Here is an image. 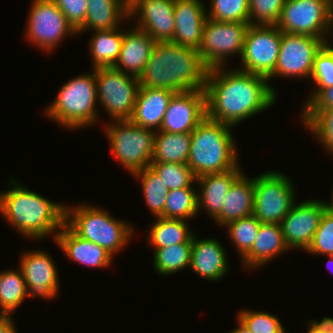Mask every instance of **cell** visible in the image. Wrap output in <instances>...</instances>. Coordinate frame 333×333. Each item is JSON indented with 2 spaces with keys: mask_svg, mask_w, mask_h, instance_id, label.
<instances>
[{
  "mask_svg": "<svg viewBox=\"0 0 333 333\" xmlns=\"http://www.w3.org/2000/svg\"><path fill=\"white\" fill-rule=\"evenodd\" d=\"M227 69V70H225ZM261 75L237 69H209L205 81L207 117L231 127L276 103L277 91Z\"/></svg>",
  "mask_w": 333,
  "mask_h": 333,
  "instance_id": "cell-1",
  "label": "cell"
},
{
  "mask_svg": "<svg viewBox=\"0 0 333 333\" xmlns=\"http://www.w3.org/2000/svg\"><path fill=\"white\" fill-rule=\"evenodd\" d=\"M207 71L198 50L170 41L156 42L138 79L140 86L177 93L204 89Z\"/></svg>",
  "mask_w": 333,
  "mask_h": 333,
  "instance_id": "cell-2",
  "label": "cell"
},
{
  "mask_svg": "<svg viewBox=\"0 0 333 333\" xmlns=\"http://www.w3.org/2000/svg\"><path fill=\"white\" fill-rule=\"evenodd\" d=\"M13 178L11 189L0 192V213L17 232L29 239L57 233L65 224V205L20 185Z\"/></svg>",
  "mask_w": 333,
  "mask_h": 333,
  "instance_id": "cell-3",
  "label": "cell"
},
{
  "mask_svg": "<svg viewBox=\"0 0 333 333\" xmlns=\"http://www.w3.org/2000/svg\"><path fill=\"white\" fill-rule=\"evenodd\" d=\"M232 128L206 116L191 132L187 165L196 178L226 172L239 164Z\"/></svg>",
  "mask_w": 333,
  "mask_h": 333,
  "instance_id": "cell-4",
  "label": "cell"
},
{
  "mask_svg": "<svg viewBox=\"0 0 333 333\" xmlns=\"http://www.w3.org/2000/svg\"><path fill=\"white\" fill-rule=\"evenodd\" d=\"M65 224L82 239L103 247L112 257L128 245L135 229L101 207L86 204L65 206Z\"/></svg>",
  "mask_w": 333,
  "mask_h": 333,
  "instance_id": "cell-5",
  "label": "cell"
},
{
  "mask_svg": "<svg viewBox=\"0 0 333 333\" xmlns=\"http://www.w3.org/2000/svg\"><path fill=\"white\" fill-rule=\"evenodd\" d=\"M53 101L45 113L63 128L77 130L95 125L99 118L95 69L64 83Z\"/></svg>",
  "mask_w": 333,
  "mask_h": 333,
  "instance_id": "cell-6",
  "label": "cell"
},
{
  "mask_svg": "<svg viewBox=\"0 0 333 333\" xmlns=\"http://www.w3.org/2000/svg\"><path fill=\"white\" fill-rule=\"evenodd\" d=\"M104 131L112 154L123 168L134 174L150 166L155 131L137 126L130 120L111 121L105 125Z\"/></svg>",
  "mask_w": 333,
  "mask_h": 333,
  "instance_id": "cell-7",
  "label": "cell"
},
{
  "mask_svg": "<svg viewBox=\"0 0 333 333\" xmlns=\"http://www.w3.org/2000/svg\"><path fill=\"white\" fill-rule=\"evenodd\" d=\"M276 26L282 32L309 35L328 43L327 35L333 34V0H286Z\"/></svg>",
  "mask_w": 333,
  "mask_h": 333,
  "instance_id": "cell-8",
  "label": "cell"
},
{
  "mask_svg": "<svg viewBox=\"0 0 333 333\" xmlns=\"http://www.w3.org/2000/svg\"><path fill=\"white\" fill-rule=\"evenodd\" d=\"M97 102L111 121L130 120L134 112L139 79L114 67L95 68Z\"/></svg>",
  "mask_w": 333,
  "mask_h": 333,
  "instance_id": "cell-9",
  "label": "cell"
},
{
  "mask_svg": "<svg viewBox=\"0 0 333 333\" xmlns=\"http://www.w3.org/2000/svg\"><path fill=\"white\" fill-rule=\"evenodd\" d=\"M281 171H268L254 178L253 215L261 223L280 224L296 201L291 179Z\"/></svg>",
  "mask_w": 333,
  "mask_h": 333,
  "instance_id": "cell-10",
  "label": "cell"
},
{
  "mask_svg": "<svg viewBox=\"0 0 333 333\" xmlns=\"http://www.w3.org/2000/svg\"><path fill=\"white\" fill-rule=\"evenodd\" d=\"M249 23L216 21L206 19L199 56L209 70L225 67L230 55L238 54L241 58L244 39Z\"/></svg>",
  "mask_w": 333,
  "mask_h": 333,
  "instance_id": "cell-11",
  "label": "cell"
},
{
  "mask_svg": "<svg viewBox=\"0 0 333 333\" xmlns=\"http://www.w3.org/2000/svg\"><path fill=\"white\" fill-rule=\"evenodd\" d=\"M32 1L25 30L31 44L50 52L68 35H77L53 0Z\"/></svg>",
  "mask_w": 333,
  "mask_h": 333,
  "instance_id": "cell-12",
  "label": "cell"
},
{
  "mask_svg": "<svg viewBox=\"0 0 333 333\" xmlns=\"http://www.w3.org/2000/svg\"><path fill=\"white\" fill-rule=\"evenodd\" d=\"M281 34L276 25H249L238 69L268 78L276 68Z\"/></svg>",
  "mask_w": 333,
  "mask_h": 333,
  "instance_id": "cell-13",
  "label": "cell"
},
{
  "mask_svg": "<svg viewBox=\"0 0 333 333\" xmlns=\"http://www.w3.org/2000/svg\"><path fill=\"white\" fill-rule=\"evenodd\" d=\"M324 44L317 37L282 32L276 68L267 79L311 78L315 55Z\"/></svg>",
  "mask_w": 333,
  "mask_h": 333,
  "instance_id": "cell-14",
  "label": "cell"
},
{
  "mask_svg": "<svg viewBox=\"0 0 333 333\" xmlns=\"http://www.w3.org/2000/svg\"><path fill=\"white\" fill-rule=\"evenodd\" d=\"M325 210V201L309 199L298 204L294 203L280 223L289 250L302 248L306 252Z\"/></svg>",
  "mask_w": 333,
  "mask_h": 333,
  "instance_id": "cell-15",
  "label": "cell"
},
{
  "mask_svg": "<svg viewBox=\"0 0 333 333\" xmlns=\"http://www.w3.org/2000/svg\"><path fill=\"white\" fill-rule=\"evenodd\" d=\"M175 0H135L129 6L134 25L152 36L156 42L173 39L175 32Z\"/></svg>",
  "mask_w": 333,
  "mask_h": 333,
  "instance_id": "cell-16",
  "label": "cell"
},
{
  "mask_svg": "<svg viewBox=\"0 0 333 333\" xmlns=\"http://www.w3.org/2000/svg\"><path fill=\"white\" fill-rule=\"evenodd\" d=\"M206 116L205 89L177 92L169 102L159 131L191 133Z\"/></svg>",
  "mask_w": 333,
  "mask_h": 333,
  "instance_id": "cell-17",
  "label": "cell"
},
{
  "mask_svg": "<svg viewBox=\"0 0 333 333\" xmlns=\"http://www.w3.org/2000/svg\"><path fill=\"white\" fill-rule=\"evenodd\" d=\"M19 263L28 290V297L55 299L58 294L59 275L52 256L45 251H29L22 254Z\"/></svg>",
  "mask_w": 333,
  "mask_h": 333,
  "instance_id": "cell-18",
  "label": "cell"
},
{
  "mask_svg": "<svg viewBox=\"0 0 333 333\" xmlns=\"http://www.w3.org/2000/svg\"><path fill=\"white\" fill-rule=\"evenodd\" d=\"M201 0H175L172 43L199 50L207 12Z\"/></svg>",
  "mask_w": 333,
  "mask_h": 333,
  "instance_id": "cell-19",
  "label": "cell"
},
{
  "mask_svg": "<svg viewBox=\"0 0 333 333\" xmlns=\"http://www.w3.org/2000/svg\"><path fill=\"white\" fill-rule=\"evenodd\" d=\"M222 245L215 238L198 240L194 234L191 246V270L208 281H218L226 276L230 266Z\"/></svg>",
  "mask_w": 333,
  "mask_h": 333,
  "instance_id": "cell-20",
  "label": "cell"
},
{
  "mask_svg": "<svg viewBox=\"0 0 333 333\" xmlns=\"http://www.w3.org/2000/svg\"><path fill=\"white\" fill-rule=\"evenodd\" d=\"M132 28V29H131ZM125 30L115 69L136 76L143 73L156 41L147 32L132 26Z\"/></svg>",
  "mask_w": 333,
  "mask_h": 333,
  "instance_id": "cell-21",
  "label": "cell"
},
{
  "mask_svg": "<svg viewBox=\"0 0 333 333\" xmlns=\"http://www.w3.org/2000/svg\"><path fill=\"white\" fill-rule=\"evenodd\" d=\"M175 93L167 89L139 86L130 121L140 127L159 131L169 102Z\"/></svg>",
  "mask_w": 333,
  "mask_h": 333,
  "instance_id": "cell-22",
  "label": "cell"
},
{
  "mask_svg": "<svg viewBox=\"0 0 333 333\" xmlns=\"http://www.w3.org/2000/svg\"><path fill=\"white\" fill-rule=\"evenodd\" d=\"M239 165L226 172L205 174L196 178L195 182L199 184L200 190L199 194L197 193L198 212L203 208L213 220L221 213L229 188L243 173Z\"/></svg>",
  "mask_w": 333,
  "mask_h": 333,
  "instance_id": "cell-23",
  "label": "cell"
},
{
  "mask_svg": "<svg viewBox=\"0 0 333 333\" xmlns=\"http://www.w3.org/2000/svg\"><path fill=\"white\" fill-rule=\"evenodd\" d=\"M55 243L70 260L88 267L106 269L113 260V257L103 247L82 239L66 224L57 233Z\"/></svg>",
  "mask_w": 333,
  "mask_h": 333,
  "instance_id": "cell-24",
  "label": "cell"
},
{
  "mask_svg": "<svg viewBox=\"0 0 333 333\" xmlns=\"http://www.w3.org/2000/svg\"><path fill=\"white\" fill-rule=\"evenodd\" d=\"M280 224L261 223L251 249L241 258L243 268L253 270L287 252Z\"/></svg>",
  "mask_w": 333,
  "mask_h": 333,
  "instance_id": "cell-25",
  "label": "cell"
},
{
  "mask_svg": "<svg viewBox=\"0 0 333 333\" xmlns=\"http://www.w3.org/2000/svg\"><path fill=\"white\" fill-rule=\"evenodd\" d=\"M254 178L242 173L231 185L225 197L221 213L214 219L219 226L253 215Z\"/></svg>",
  "mask_w": 333,
  "mask_h": 333,
  "instance_id": "cell-26",
  "label": "cell"
},
{
  "mask_svg": "<svg viewBox=\"0 0 333 333\" xmlns=\"http://www.w3.org/2000/svg\"><path fill=\"white\" fill-rule=\"evenodd\" d=\"M87 3L84 25L77 31V35L89 29L118 28L123 19L129 18V6L123 0H87Z\"/></svg>",
  "mask_w": 333,
  "mask_h": 333,
  "instance_id": "cell-27",
  "label": "cell"
},
{
  "mask_svg": "<svg viewBox=\"0 0 333 333\" xmlns=\"http://www.w3.org/2000/svg\"><path fill=\"white\" fill-rule=\"evenodd\" d=\"M89 49L92 55L93 69L113 67L121 51L124 30L121 26L114 29L95 30Z\"/></svg>",
  "mask_w": 333,
  "mask_h": 333,
  "instance_id": "cell-28",
  "label": "cell"
},
{
  "mask_svg": "<svg viewBox=\"0 0 333 333\" xmlns=\"http://www.w3.org/2000/svg\"><path fill=\"white\" fill-rule=\"evenodd\" d=\"M148 232V243L154 248L192 243L194 235L189 229L187 220L164 217H156Z\"/></svg>",
  "mask_w": 333,
  "mask_h": 333,
  "instance_id": "cell-29",
  "label": "cell"
},
{
  "mask_svg": "<svg viewBox=\"0 0 333 333\" xmlns=\"http://www.w3.org/2000/svg\"><path fill=\"white\" fill-rule=\"evenodd\" d=\"M191 133L155 132L152 162L187 164Z\"/></svg>",
  "mask_w": 333,
  "mask_h": 333,
  "instance_id": "cell-30",
  "label": "cell"
},
{
  "mask_svg": "<svg viewBox=\"0 0 333 333\" xmlns=\"http://www.w3.org/2000/svg\"><path fill=\"white\" fill-rule=\"evenodd\" d=\"M28 298V290L21 269L0 272V308L6 315L16 309Z\"/></svg>",
  "mask_w": 333,
  "mask_h": 333,
  "instance_id": "cell-31",
  "label": "cell"
},
{
  "mask_svg": "<svg viewBox=\"0 0 333 333\" xmlns=\"http://www.w3.org/2000/svg\"><path fill=\"white\" fill-rule=\"evenodd\" d=\"M132 175L141 181L144 200L149 210L155 217H164V207L169 189L162 178L151 166Z\"/></svg>",
  "mask_w": 333,
  "mask_h": 333,
  "instance_id": "cell-32",
  "label": "cell"
},
{
  "mask_svg": "<svg viewBox=\"0 0 333 333\" xmlns=\"http://www.w3.org/2000/svg\"><path fill=\"white\" fill-rule=\"evenodd\" d=\"M192 243H180L154 249V268L159 275H172L190 268Z\"/></svg>",
  "mask_w": 333,
  "mask_h": 333,
  "instance_id": "cell-33",
  "label": "cell"
},
{
  "mask_svg": "<svg viewBox=\"0 0 333 333\" xmlns=\"http://www.w3.org/2000/svg\"><path fill=\"white\" fill-rule=\"evenodd\" d=\"M301 123L333 156V109H302Z\"/></svg>",
  "mask_w": 333,
  "mask_h": 333,
  "instance_id": "cell-34",
  "label": "cell"
},
{
  "mask_svg": "<svg viewBox=\"0 0 333 333\" xmlns=\"http://www.w3.org/2000/svg\"><path fill=\"white\" fill-rule=\"evenodd\" d=\"M197 193L194 187L169 190L164 207V218L190 220L198 216Z\"/></svg>",
  "mask_w": 333,
  "mask_h": 333,
  "instance_id": "cell-35",
  "label": "cell"
},
{
  "mask_svg": "<svg viewBox=\"0 0 333 333\" xmlns=\"http://www.w3.org/2000/svg\"><path fill=\"white\" fill-rule=\"evenodd\" d=\"M260 225L261 222L254 215H251L232 221L224 226L227 227L229 238L241 258L251 249Z\"/></svg>",
  "mask_w": 333,
  "mask_h": 333,
  "instance_id": "cell-36",
  "label": "cell"
},
{
  "mask_svg": "<svg viewBox=\"0 0 333 333\" xmlns=\"http://www.w3.org/2000/svg\"><path fill=\"white\" fill-rule=\"evenodd\" d=\"M311 78L315 82L314 92L312 91L303 108L322 89L333 86V46L331 43H325L315 55Z\"/></svg>",
  "mask_w": 333,
  "mask_h": 333,
  "instance_id": "cell-37",
  "label": "cell"
},
{
  "mask_svg": "<svg viewBox=\"0 0 333 333\" xmlns=\"http://www.w3.org/2000/svg\"><path fill=\"white\" fill-rule=\"evenodd\" d=\"M150 166L162 178L169 190L192 187L196 177L187 164L151 162Z\"/></svg>",
  "mask_w": 333,
  "mask_h": 333,
  "instance_id": "cell-38",
  "label": "cell"
},
{
  "mask_svg": "<svg viewBox=\"0 0 333 333\" xmlns=\"http://www.w3.org/2000/svg\"><path fill=\"white\" fill-rule=\"evenodd\" d=\"M207 17L216 21L249 23V0H211Z\"/></svg>",
  "mask_w": 333,
  "mask_h": 333,
  "instance_id": "cell-39",
  "label": "cell"
},
{
  "mask_svg": "<svg viewBox=\"0 0 333 333\" xmlns=\"http://www.w3.org/2000/svg\"><path fill=\"white\" fill-rule=\"evenodd\" d=\"M237 318L251 333H287L279 318L268 312L244 309L237 314Z\"/></svg>",
  "mask_w": 333,
  "mask_h": 333,
  "instance_id": "cell-40",
  "label": "cell"
},
{
  "mask_svg": "<svg viewBox=\"0 0 333 333\" xmlns=\"http://www.w3.org/2000/svg\"><path fill=\"white\" fill-rule=\"evenodd\" d=\"M286 0H249V25H276Z\"/></svg>",
  "mask_w": 333,
  "mask_h": 333,
  "instance_id": "cell-41",
  "label": "cell"
},
{
  "mask_svg": "<svg viewBox=\"0 0 333 333\" xmlns=\"http://www.w3.org/2000/svg\"><path fill=\"white\" fill-rule=\"evenodd\" d=\"M307 253L333 256V215L327 210L321 216L318 229Z\"/></svg>",
  "mask_w": 333,
  "mask_h": 333,
  "instance_id": "cell-42",
  "label": "cell"
},
{
  "mask_svg": "<svg viewBox=\"0 0 333 333\" xmlns=\"http://www.w3.org/2000/svg\"><path fill=\"white\" fill-rule=\"evenodd\" d=\"M65 15L68 23L77 32L83 25L87 13V0H53Z\"/></svg>",
  "mask_w": 333,
  "mask_h": 333,
  "instance_id": "cell-43",
  "label": "cell"
},
{
  "mask_svg": "<svg viewBox=\"0 0 333 333\" xmlns=\"http://www.w3.org/2000/svg\"><path fill=\"white\" fill-rule=\"evenodd\" d=\"M302 109H333V86L322 89Z\"/></svg>",
  "mask_w": 333,
  "mask_h": 333,
  "instance_id": "cell-44",
  "label": "cell"
},
{
  "mask_svg": "<svg viewBox=\"0 0 333 333\" xmlns=\"http://www.w3.org/2000/svg\"><path fill=\"white\" fill-rule=\"evenodd\" d=\"M309 327L317 333H333V318L325 317L320 322L309 321Z\"/></svg>",
  "mask_w": 333,
  "mask_h": 333,
  "instance_id": "cell-45",
  "label": "cell"
},
{
  "mask_svg": "<svg viewBox=\"0 0 333 333\" xmlns=\"http://www.w3.org/2000/svg\"><path fill=\"white\" fill-rule=\"evenodd\" d=\"M12 320L11 315H6L0 319V333H17L15 323Z\"/></svg>",
  "mask_w": 333,
  "mask_h": 333,
  "instance_id": "cell-46",
  "label": "cell"
},
{
  "mask_svg": "<svg viewBox=\"0 0 333 333\" xmlns=\"http://www.w3.org/2000/svg\"><path fill=\"white\" fill-rule=\"evenodd\" d=\"M237 319V323L238 326L236 327V329H234V331H230V333H251V331L248 329V327L242 323L238 318Z\"/></svg>",
  "mask_w": 333,
  "mask_h": 333,
  "instance_id": "cell-47",
  "label": "cell"
},
{
  "mask_svg": "<svg viewBox=\"0 0 333 333\" xmlns=\"http://www.w3.org/2000/svg\"><path fill=\"white\" fill-rule=\"evenodd\" d=\"M331 202H325L326 205V210L333 215V189H332V194H331Z\"/></svg>",
  "mask_w": 333,
  "mask_h": 333,
  "instance_id": "cell-48",
  "label": "cell"
},
{
  "mask_svg": "<svg viewBox=\"0 0 333 333\" xmlns=\"http://www.w3.org/2000/svg\"><path fill=\"white\" fill-rule=\"evenodd\" d=\"M330 264L332 265L331 267H333V256H328V265Z\"/></svg>",
  "mask_w": 333,
  "mask_h": 333,
  "instance_id": "cell-49",
  "label": "cell"
},
{
  "mask_svg": "<svg viewBox=\"0 0 333 333\" xmlns=\"http://www.w3.org/2000/svg\"><path fill=\"white\" fill-rule=\"evenodd\" d=\"M128 6H130L135 0H123Z\"/></svg>",
  "mask_w": 333,
  "mask_h": 333,
  "instance_id": "cell-50",
  "label": "cell"
},
{
  "mask_svg": "<svg viewBox=\"0 0 333 333\" xmlns=\"http://www.w3.org/2000/svg\"><path fill=\"white\" fill-rule=\"evenodd\" d=\"M6 314L3 312V310L0 308V319L4 318Z\"/></svg>",
  "mask_w": 333,
  "mask_h": 333,
  "instance_id": "cell-51",
  "label": "cell"
},
{
  "mask_svg": "<svg viewBox=\"0 0 333 333\" xmlns=\"http://www.w3.org/2000/svg\"><path fill=\"white\" fill-rule=\"evenodd\" d=\"M307 333H317V332L313 331V330L309 327Z\"/></svg>",
  "mask_w": 333,
  "mask_h": 333,
  "instance_id": "cell-52",
  "label": "cell"
}]
</instances>
